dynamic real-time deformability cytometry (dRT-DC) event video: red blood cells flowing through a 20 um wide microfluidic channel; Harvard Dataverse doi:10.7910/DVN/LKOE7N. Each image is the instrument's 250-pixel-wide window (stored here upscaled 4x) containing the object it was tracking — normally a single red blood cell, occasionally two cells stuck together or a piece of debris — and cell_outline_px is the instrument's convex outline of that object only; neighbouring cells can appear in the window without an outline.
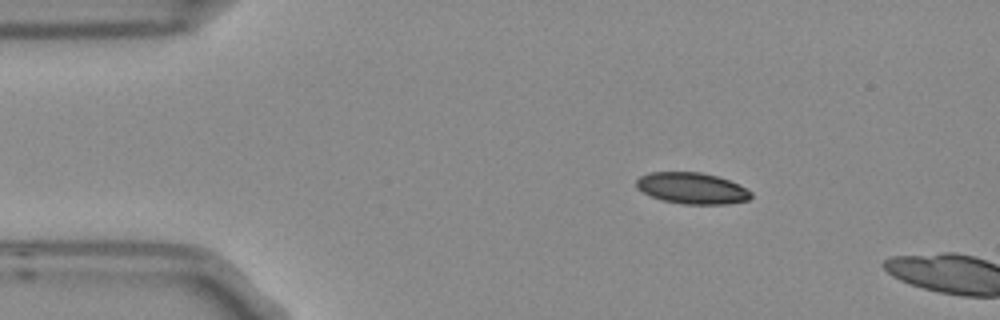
{"species": "Egyptian fruit bat (a non-hibernating species)", "species_latin": "Rousettus aegyptiacus", "temperature_condition": "room temperature", "stored_images_in_passage": 2, "camera_frame_rate_fps": 3000, "um_per_image_px": 0.085, "frame": {"image": 1, "passage_image": 1, "time_ms": 0.0, "image_size_px": [1000, 320], "cell_outline_px": [[752, 196], [748, 200], [724, 204], [680, 204], [660, 200], [636, 188], [636, 180], [640, 176], [648, 172], [700, 172], [716, 176], [728, 180], [748, 188], [752, 192]], "centroid_in_image_um": [58.81, 16.0], "position_along_channel_um": 26.2, "area_um2": 20.98}}